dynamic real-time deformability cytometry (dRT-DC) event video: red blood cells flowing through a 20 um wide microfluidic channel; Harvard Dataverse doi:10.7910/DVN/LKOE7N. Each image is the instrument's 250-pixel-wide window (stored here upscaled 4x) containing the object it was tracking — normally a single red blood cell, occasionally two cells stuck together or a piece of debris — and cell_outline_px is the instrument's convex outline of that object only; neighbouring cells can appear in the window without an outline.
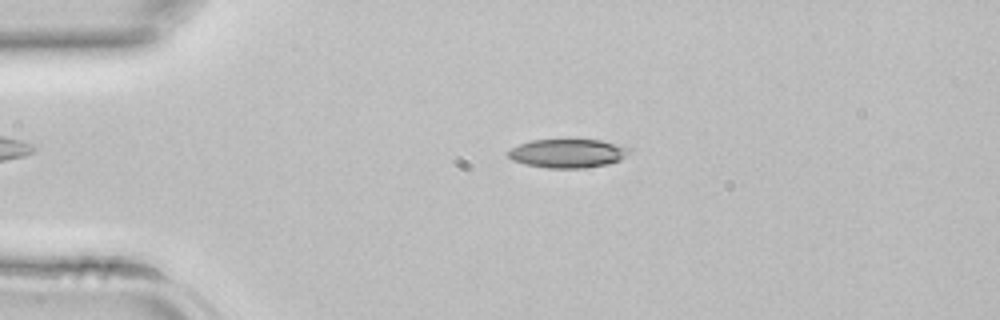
{"species": "common noctule bat (a hibernating species)", "species_latin": "Nyctalus noctula", "temperature_condition": "room temperature", "stored_images_in_passage": 38, "camera_frame_rate_fps": 3000, "um_per_image_px": 0.085, "animal": {"sex": "female", "body_mass_g": 22.7, "forearm_length_mm": 54.2}, "frame": {"image": 1, "passage_image": 5, "time_ms": 1.333, "image_size_px": [1000, 320], "cell_outline_px": [[632, 152], [620, 160], [608, 164], [584, 168], [548, 168], [524, 164], [512, 160], [508, 156], [508, 152], [512, 148], [520, 144], [532, 140], [564, 136], [600, 140], [632, 148]], "centroid_in_image_um": [48.28, 12.98], "position_along_channel_um": 36.7, "area_um2": 21.27}}
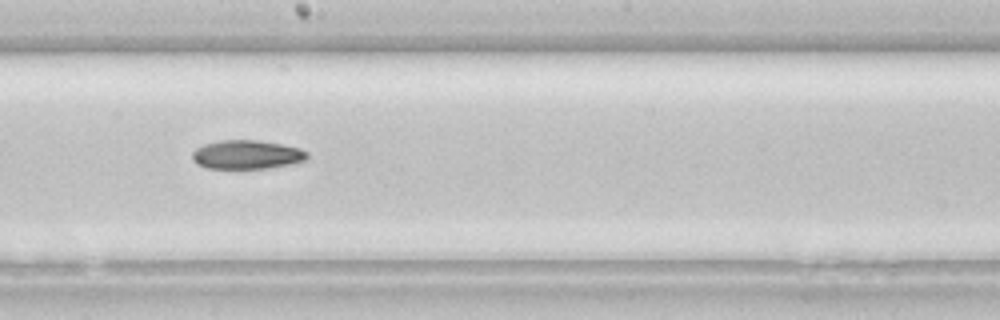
{"frame": {"image": 2, "passage_image": 19, "time_ms": 6.0, "image_size_px": [1000, 320], "cell_outline_px": [[308, 160], [292, 164], [268, 168], [208, 168], [196, 164], [192, 160], [192, 152], [196, 148], [204, 144], [220, 140], [256, 140], [280, 144], [300, 148], [308, 152]], "centroid_in_image_um": [20.99, 13.14], "position_along_channel_um": 227.2, "area_um2": 19.42}}
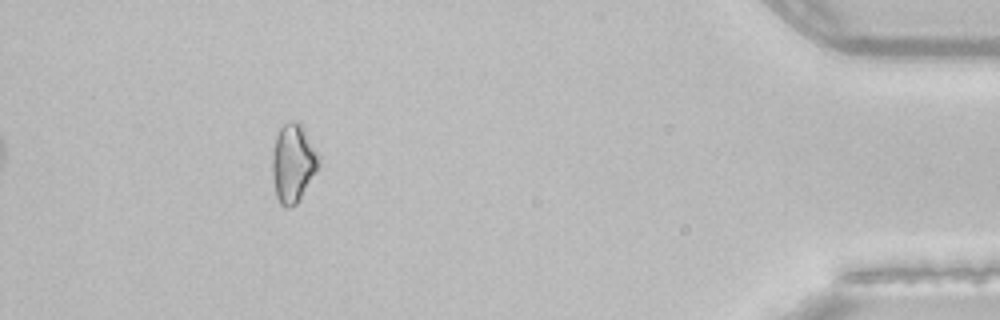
{"frame": {"image": 3, "passage_image": 34, "time_ms": 11.0, "image_size_px": [1000, 320], "cell_outline_px": [[320, 160], [316, 168], [296, 204], [288, 208], [284, 208], [280, 204], [276, 196], [272, 176], [272, 152], [276, 136], [280, 128], [284, 124], [292, 120], [296, 120], [304, 128], [320, 156]], "centroid_in_image_um": [24.88, 13.84], "position_along_channel_um": 410.3, "area_um2": 20.92}}